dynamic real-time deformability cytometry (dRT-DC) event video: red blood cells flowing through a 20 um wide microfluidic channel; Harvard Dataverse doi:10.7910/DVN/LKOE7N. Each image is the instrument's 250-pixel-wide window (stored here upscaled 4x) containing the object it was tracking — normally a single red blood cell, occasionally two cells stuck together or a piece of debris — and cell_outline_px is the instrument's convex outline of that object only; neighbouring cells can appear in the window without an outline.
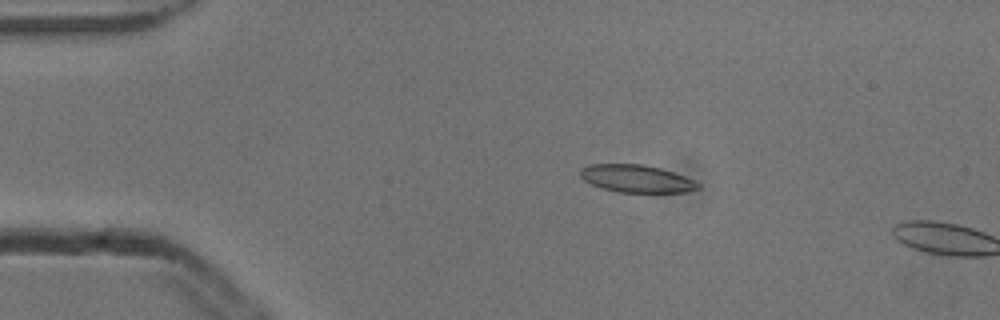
{"species": "common noctule bat (a hibernating species)", "species_latin": "Nyctalus noctula", "temperature_condition": "cold", "stored_images_in_passage": 4, "camera_frame_rate_fps": 3000, "um_per_image_px": 0.085, "animal": {"sex": "male", "body_mass_g": 13.3}, "frame": {"image": 1, "passage_image": 3, "time_ms": 0.667, "image_size_px": [1000, 320], "cell_outline_px": [[700, 188], [684, 192], [620, 192], [600, 188], [584, 180], [580, 176], [580, 168], [588, 164], [644, 164], [660, 168], [684, 176], [700, 184]], "centroid_in_image_um": [54.06, 15.18], "position_along_channel_um": 30.9, "area_um2": 18.84}}